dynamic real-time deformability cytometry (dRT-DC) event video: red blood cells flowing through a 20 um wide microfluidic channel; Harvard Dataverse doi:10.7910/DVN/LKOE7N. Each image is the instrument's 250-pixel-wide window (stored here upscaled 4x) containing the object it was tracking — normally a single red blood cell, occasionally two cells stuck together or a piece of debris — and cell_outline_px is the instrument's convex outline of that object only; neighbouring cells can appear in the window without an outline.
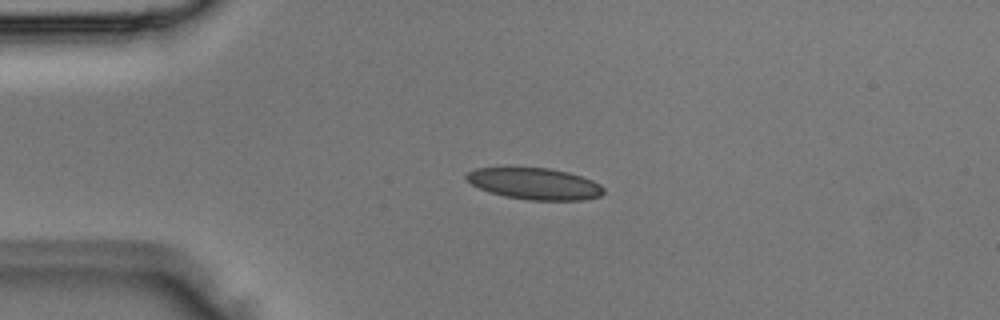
{"species": "Egyptian fruit bat (a non-hibernating species)", "species_latin": "Rousettus aegyptiacus", "temperature_condition": "room temperature", "stored_images_in_passage": 3, "camera_frame_rate_fps": 3000, "um_per_image_px": 0.085, "animal": {"sex": "male"}, "frame": {"image": 1, "passage_image": 3, "time_ms": 0.667, "image_size_px": [1000, 320], "cell_outline_px": [[604, 192], [600, 196], [584, 200], [528, 200], [504, 196], [488, 192], [472, 184], [464, 176], [468, 172], [476, 168], [548, 168], [568, 172], [592, 180], [600, 184], [604, 188]], "centroid_in_image_um": [45.46, 15.62], "position_along_channel_um": 39.5, "area_um2": 25.09}}